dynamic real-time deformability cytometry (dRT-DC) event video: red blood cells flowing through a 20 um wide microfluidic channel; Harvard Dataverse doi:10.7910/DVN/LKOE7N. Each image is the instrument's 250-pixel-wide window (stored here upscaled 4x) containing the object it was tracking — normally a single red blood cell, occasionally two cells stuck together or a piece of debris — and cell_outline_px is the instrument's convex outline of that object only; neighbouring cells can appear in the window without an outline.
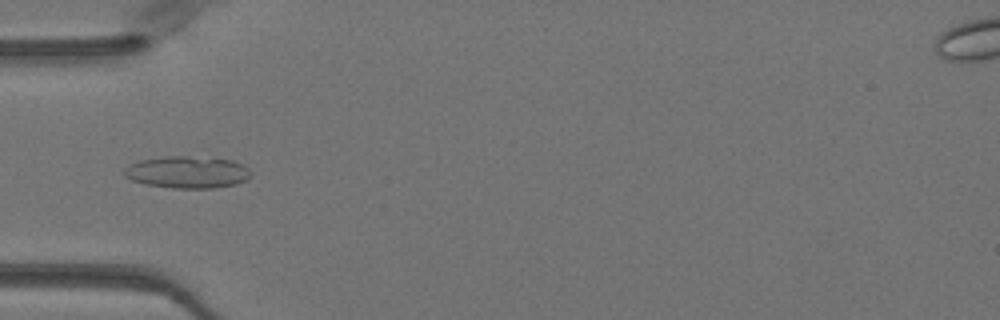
{"species": "Egyptian fruit bat (a non-hibernating species)", "species_latin": "Rousettus aegyptiacus", "temperature_condition": "warm", "stored_images_in_passage": 8, "camera_frame_rate_fps": 3000, "um_per_image_px": 0.085, "animal": {"sex": "female"}, "frame": {"image": 1, "passage_image": 2, "time_ms": 0.333, "image_size_px": [1000, 320], "cell_outline_px": [[252, 176], [236, 184], [212, 188], [172, 188], [148, 184], [132, 180], [124, 176], [124, 168], [140, 160], [164, 156], [184, 156], [232, 160], [248, 168], [252, 172]], "centroid_in_image_um": [15.93, 14.64], "position_along_channel_um": 69.1, "area_um2": 23.41}}
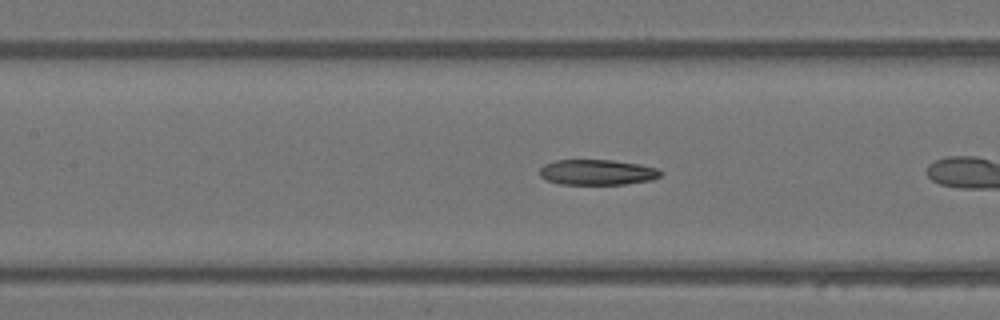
{"frame": {"image": 2, "passage_image": 6, "time_ms": 1.667, "image_size_px": [1000, 320], "cell_outline_px": [[660, 176], [652, 180], [624, 184], [560, 184], [548, 180], [540, 176], [540, 168], [544, 164], [556, 160], [612, 160], [640, 164], [656, 168], [660, 172]], "centroid_in_image_um": [50.75, 14.64], "position_along_channel_um": 156.7, "area_um2": 17.8}}